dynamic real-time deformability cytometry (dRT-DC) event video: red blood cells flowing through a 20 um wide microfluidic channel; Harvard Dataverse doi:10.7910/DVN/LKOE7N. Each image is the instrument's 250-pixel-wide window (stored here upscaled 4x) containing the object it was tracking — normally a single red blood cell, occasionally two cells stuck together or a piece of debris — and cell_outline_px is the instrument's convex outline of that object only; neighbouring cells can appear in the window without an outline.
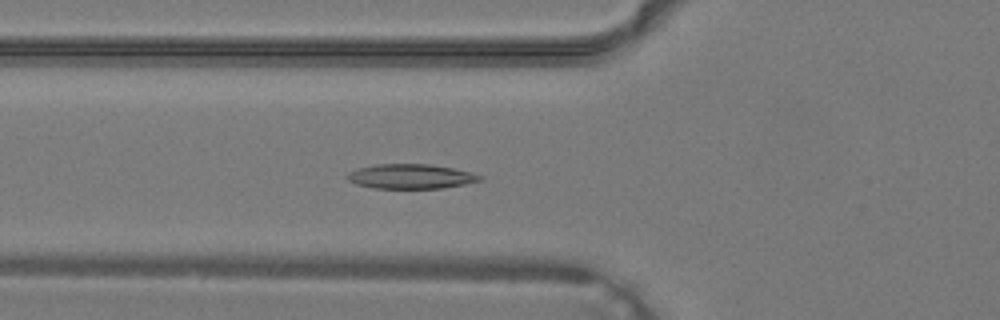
{"species": "common noctule bat (a hibernating species)", "species_latin": "Nyctalus noctula", "temperature_condition": "warm", "stored_images_in_passage": 41, "camera_frame_rate_fps": 3000, "um_per_image_px": 0.085, "animal": {"sex": "male", "body_mass_g": 19.2, "forearm_length_mm": 51.8}, "frame": {"image": 1, "passage_image": 16, "time_ms": 5.0, "image_size_px": [1000, 320], "cell_outline_px": [[484, 180], [464, 184], [440, 188], [372, 188], [356, 184], [348, 180], [344, 176], [348, 172], [356, 168], [376, 164], [428, 164], [452, 168], [484, 176]], "centroid_in_image_um": [34.86, 14.99], "position_along_channel_um": 90.9, "area_um2": 19.07}}
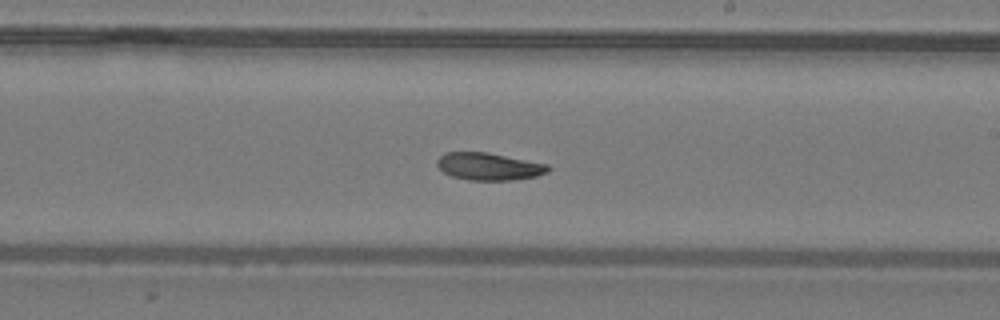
{"frame": {"image": 2, "passage_image": 25, "time_ms": 8.0, "image_size_px": [1000, 320], "cell_outline_px": [[552, 168], [548, 172], [536, 176], [512, 180], [468, 180], [452, 176], [444, 172], [436, 164], [436, 160], [444, 152], [488, 152], [548, 164]], "centroid_in_image_um": [41.56, 14.14], "position_along_channel_um": 247.4, "area_um2": 17.8}}
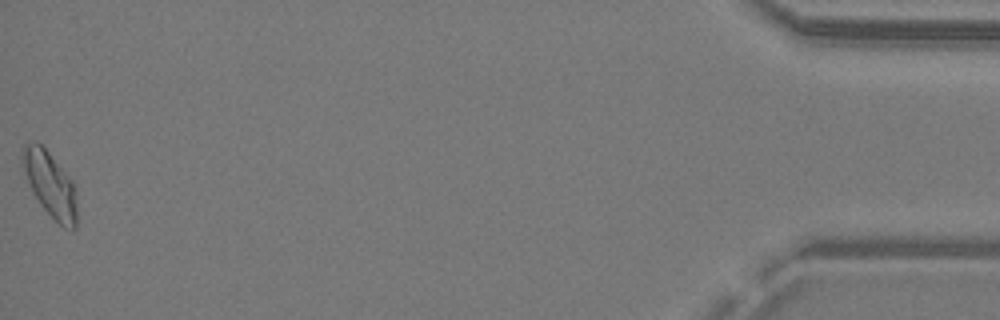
{"frame": {"image": 3, "passage_image": 41, "time_ms": 13.333, "image_size_px": [1000, 320], "cell_outline_px": [[76, 228], [64, 228], [40, 204], [32, 192], [20, 160], [20, 148], [28, 140], [36, 140], [48, 152], [72, 180], [76, 192]], "centroid_in_image_um": [4.21, 15.6], "position_along_channel_um": 431.0, "area_um2": 20.69}}